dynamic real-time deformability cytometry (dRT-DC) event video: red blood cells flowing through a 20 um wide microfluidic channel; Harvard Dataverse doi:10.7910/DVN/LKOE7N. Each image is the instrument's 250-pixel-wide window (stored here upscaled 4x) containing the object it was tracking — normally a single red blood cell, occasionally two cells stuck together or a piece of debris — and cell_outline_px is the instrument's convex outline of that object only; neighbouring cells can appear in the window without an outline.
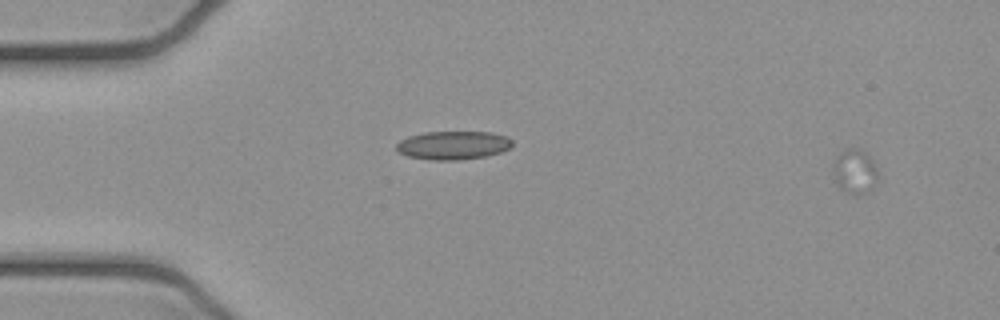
{"species": "common noctule bat (a hibernating species)", "species_latin": "Nyctalus noctula", "temperature_condition": "cold", "stored_images_in_passage": 5, "camera_frame_rate_fps": 3000, "um_per_image_px": 0.085, "animal": {"sex": "female", "body_mass_g": 21.9}, "frame": {"image": 1, "passage_image": 1, "time_ms": 0.0, "image_size_px": [1000, 320], "cell_outline_px": [[880, 176], [872, 188], [856, 196], [840, 188], [836, 180], [832, 168], [832, 160], [836, 156], [848, 148], [860, 148], [872, 160]], "centroid_in_image_um": [72.66, 14.56], "position_along_channel_um": 12.3, "area_um2": 11.62}}